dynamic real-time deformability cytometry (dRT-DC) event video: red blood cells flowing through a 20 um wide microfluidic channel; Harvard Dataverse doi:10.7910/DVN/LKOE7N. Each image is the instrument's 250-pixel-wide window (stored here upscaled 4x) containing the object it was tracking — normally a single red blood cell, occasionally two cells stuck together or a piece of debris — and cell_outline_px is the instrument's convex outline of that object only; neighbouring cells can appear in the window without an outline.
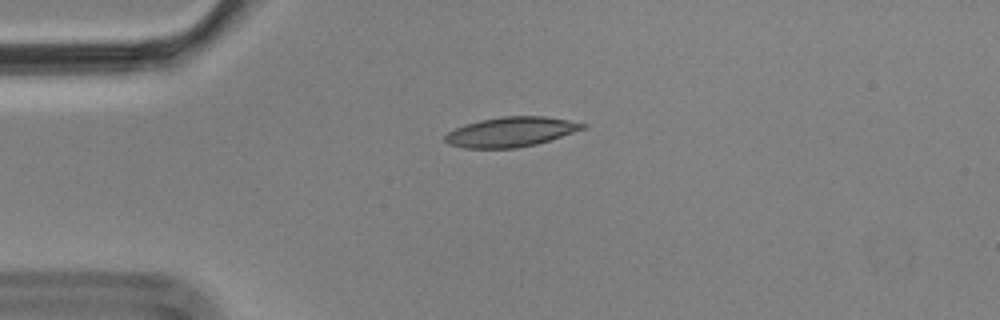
{"species": "Egyptian fruit bat (a non-hibernating species)", "species_latin": "Rousettus aegyptiacus", "temperature_condition": "cold", "stored_images_in_passage": 12, "camera_frame_rate_fps": 3000, "um_per_image_px": 0.085, "animal": {"sex": "male"}, "frame": {"image": 1, "passage_image": 1, "time_ms": 0.0, "image_size_px": [1000, 320], "cell_outline_px": [[588, 128], [536, 144], [516, 148], [464, 148], [448, 144], [444, 140], [444, 136], [448, 132], [464, 124], [480, 120], [504, 116], [544, 116], [568, 120], [588, 124]], "centroid_in_image_um": [43.44, 11.21], "position_along_channel_um": 41.6, "area_um2": 23.93}}
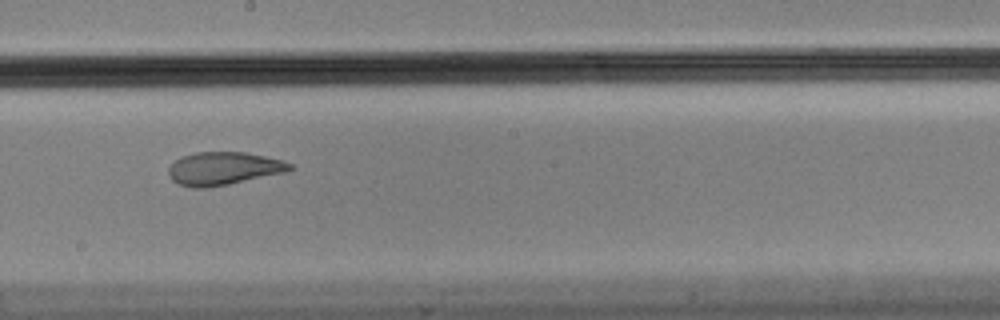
{"frame": {"image": 2, "passage_image": 6, "time_ms": 1.667, "image_size_px": [1000, 320], "cell_outline_px": [[296, 168], [288, 172], [228, 184], [204, 188], [192, 188], [180, 184], [172, 180], [168, 176], [168, 168], [180, 156], [196, 152], [244, 152], [284, 160], [292, 164]], "centroid_in_image_um": [19.03, 14.32], "position_along_channel_um": 229.2, "area_um2": 23.52}}
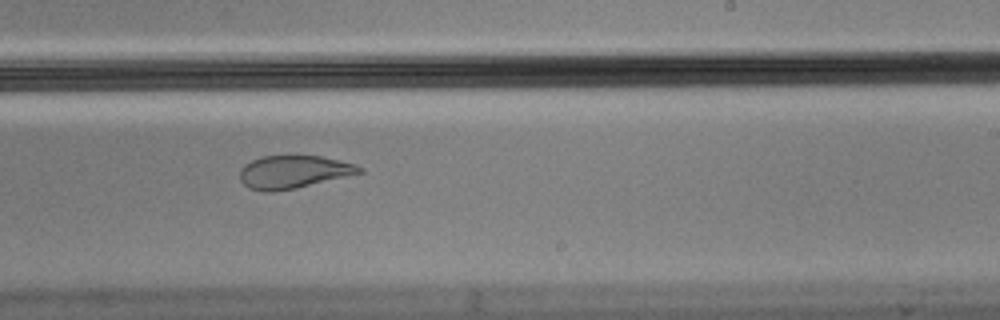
{"frame": {"image": 3, "passage_image": 7, "time_ms": 2.0, "image_size_px": [1000, 320], "cell_outline_px": [[364, 172], [296, 188], [272, 192], [264, 192], [248, 188], [240, 180], [240, 168], [244, 164], [260, 156], [320, 156], [356, 164], [364, 168]], "centroid_in_image_um": [24.92, 14.62], "position_along_channel_um": 264.1, "area_um2": 22.95}}